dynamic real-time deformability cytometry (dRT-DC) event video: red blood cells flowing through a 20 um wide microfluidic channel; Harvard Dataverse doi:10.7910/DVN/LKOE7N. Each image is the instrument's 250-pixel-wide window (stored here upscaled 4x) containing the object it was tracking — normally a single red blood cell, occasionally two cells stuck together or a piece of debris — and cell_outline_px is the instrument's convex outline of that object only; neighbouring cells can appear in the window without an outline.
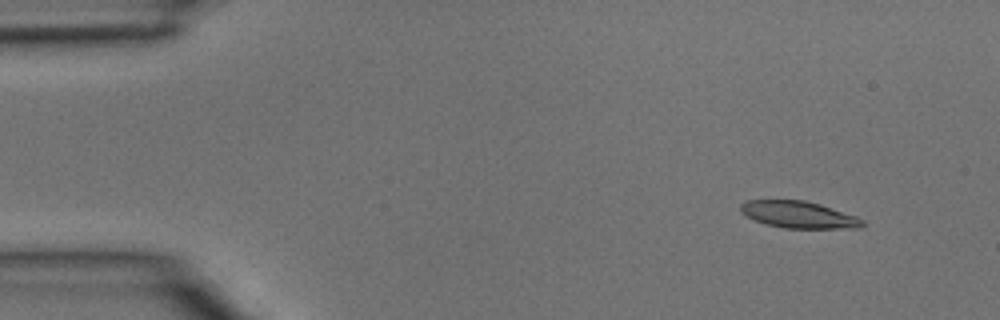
{"species": "common noctule bat (a hibernating species)", "species_latin": "Nyctalus noctula", "temperature_condition": "room temperature", "stored_images_in_passage": 2, "camera_frame_rate_fps": 3000, "um_per_image_px": 0.085, "animal": {"sex": "male", "body_mass_g": 15.6}, "frame": {"image": 1, "passage_image": 1, "time_ms": 0.0, "image_size_px": [1000, 320], "cell_outline_px": [[864, 224], [860, 228], [784, 228], [768, 224], [756, 220], [740, 212], [740, 204], [744, 200], [804, 200], [820, 204], [856, 216], [864, 220]], "centroid_in_image_um": [67.89, 18.24], "position_along_channel_um": 17.1, "area_um2": 18.96}}